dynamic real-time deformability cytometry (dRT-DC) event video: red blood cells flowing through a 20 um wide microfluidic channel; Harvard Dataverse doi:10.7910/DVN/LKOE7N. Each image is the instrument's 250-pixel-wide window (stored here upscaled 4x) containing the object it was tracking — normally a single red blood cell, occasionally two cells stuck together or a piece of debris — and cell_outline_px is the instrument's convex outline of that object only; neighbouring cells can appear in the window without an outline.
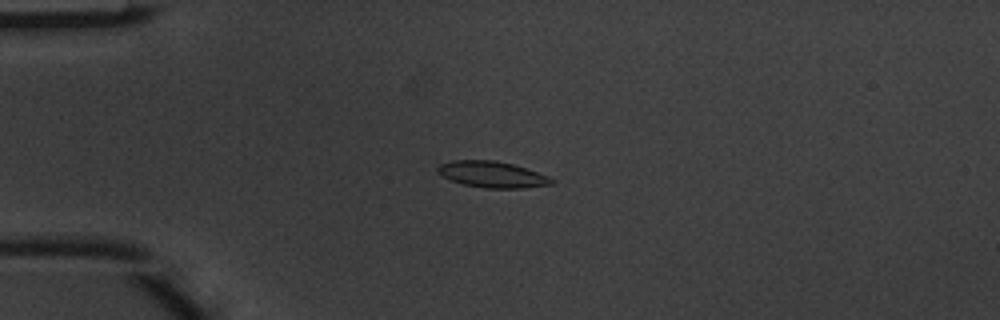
{"species": "common noctule bat (a hibernating species)", "species_latin": "Nyctalus noctula", "temperature_condition": "warm", "stored_images_in_passage": 7, "camera_frame_rate_fps": 3000, "um_per_image_px": 0.085, "animal": {"sex": "male", "body_mass_g": 20.1, "forearm_length_mm": 53.5}, "frame": {"image": 1, "passage_image": 3, "time_ms": 0.667, "image_size_px": [1000, 320], "cell_outline_px": [[556, 184], [524, 188], [484, 188], [464, 184], [452, 180], [436, 172], [436, 168], [440, 164], [452, 160], [496, 160], [512, 164], [548, 176], [556, 180]], "centroid_in_image_um": [41.86, 14.83], "position_along_channel_um": 43.1, "area_um2": 17.4}}
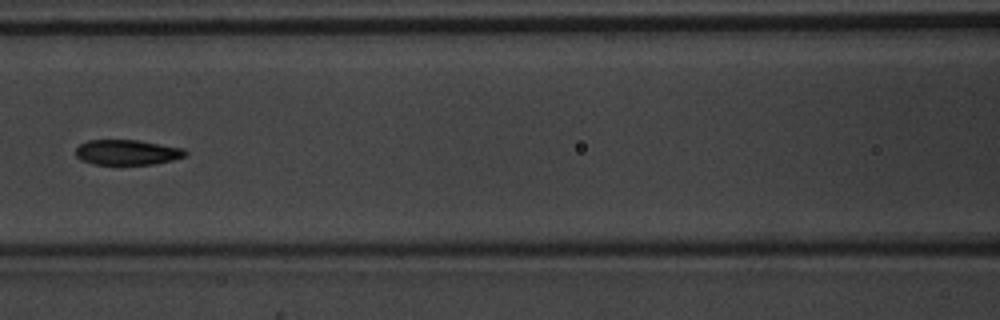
{"frame": {"image": 2, "passage_image": 6, "time_ms": 1.667, "image_size_px": [1000, 320], "cell_outline_px": [[188, 152], [184, 156], [172, 160], [152, 164], [96, 164], [80, 160], [76, 156], [76, 148], [80, 144], [88, 140], [136, 140], [184, 148]], "centroid_in_image_um": [10.79, 12.94], "position_along_channel_um": 155.8, "area_um2": 15.95}}
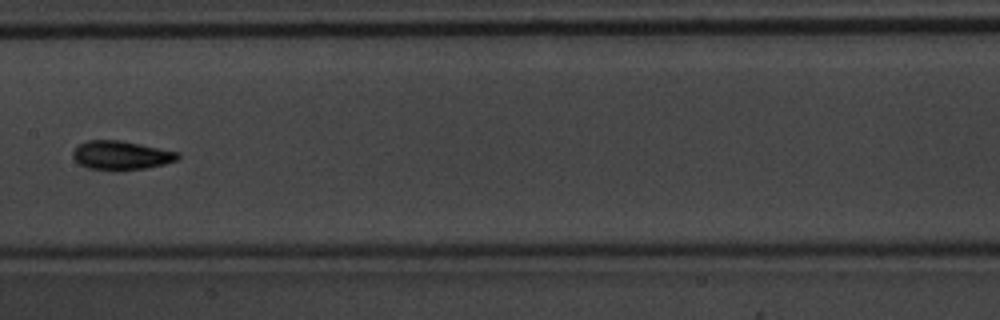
{"frame": {"image": 3, "passage_image": 7, "time_ms": 2.0, "image_size_px": [1000, 320], "cell_outline_px": [[180, 156], [176, 160], [164, 164], [148, 168], [112, 172], [88, 168], [80, 164], [72, 156], [72, 152], [80, 144], [88, 140], [120, 140], [180, 152]], "centroid_in_image_um": [10.3, 13.22], "position_along_channel_um": 197.1, "area_um2": 17.92}}